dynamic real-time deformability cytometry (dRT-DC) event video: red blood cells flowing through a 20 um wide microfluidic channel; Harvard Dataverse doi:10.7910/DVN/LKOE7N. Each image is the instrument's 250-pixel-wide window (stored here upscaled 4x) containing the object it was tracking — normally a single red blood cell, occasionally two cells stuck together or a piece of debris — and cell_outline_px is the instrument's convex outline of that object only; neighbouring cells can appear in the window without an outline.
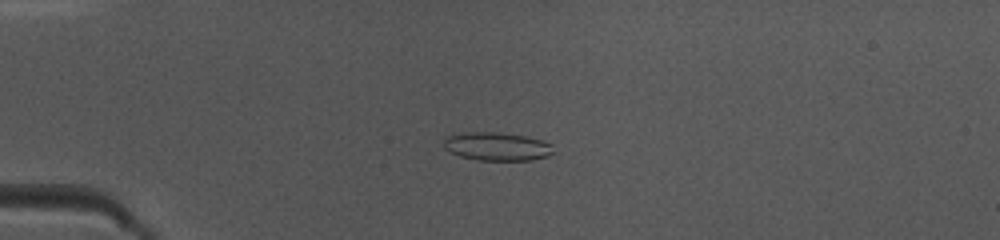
{"species": "common noctule bat (a hibernating species)", "species_latin": "Nyctalus noctula", "temperature_condition": "warm", "stored_images_in_passage": 50, "camera_frame_rate_fps": 3000, "um_per_image_px": 0.085, "animal": {"sex": "female", "body_mass_g": 10.0, "forearm_length_mm": 53.1}, "frame": {"image": 1, "passage_image": 13, "time_ms": 4.0, "image_size_px": [1000, 240], "cell_outline_px": [[552, 152], [548, 156], [532, 160], [476, 160], [460, 156], [444, 148], [444, 136], [464, 132], [496, 132], [528, 136], [544, 140], [552, 144]], "centroid_in_image_um": [42.24, 12.44], "position_along_channel_um": 42.8, "area_um2": 18.26}}
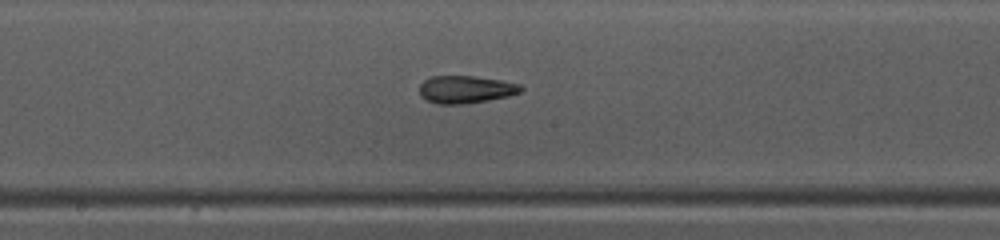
{"frame": {"image": 2, "passage_image": 27, "time_ms": 8.667, "image_size_px": [1000, 240], "cell_outline_px": [[524, 88], [520, 92], [488, 100], [464, 104], [440, 104], [428, 100], [420, 96], [420, 84], [424, 80], [432, 76], [476, 76], [500, 80], [520, 84]], "centroid_in_image_um": [39.57, 7.59], "position_along_channel_um": 208.6, "area_um2": 16.13}}
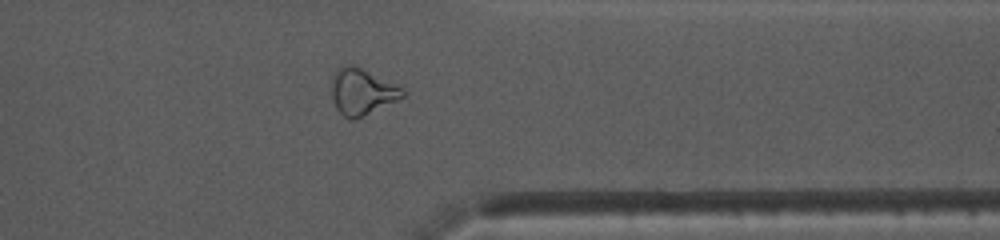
{"frame": {"image": 3, "passage_image": 40, "time_ms": 13.0, "image_size_px": [1000, 240], "cell_outline_px": [[408, 92], [404, 96], [356, 120], [352, 120], [344, 116], [336, 108], [332, 100], [332, 80], [336, 72], [344, 64], [352, 64], [400, 84]], "centroid_in_image_um": [30.82, 7.78], "position_along_channel_um": 380.6, "area_um2": 19.36}, "authors_computed_cell_mechanics": {"area_um2": 18.0047, "velocity_mm_per_s": 4.0551, "shape_relaxation_time_tau1_ms": null, "shape_relaxation_time_tau2_ms": 2.7443, "deformation_change_tau1": null, "deformation_change_tau2": 0.1161}}